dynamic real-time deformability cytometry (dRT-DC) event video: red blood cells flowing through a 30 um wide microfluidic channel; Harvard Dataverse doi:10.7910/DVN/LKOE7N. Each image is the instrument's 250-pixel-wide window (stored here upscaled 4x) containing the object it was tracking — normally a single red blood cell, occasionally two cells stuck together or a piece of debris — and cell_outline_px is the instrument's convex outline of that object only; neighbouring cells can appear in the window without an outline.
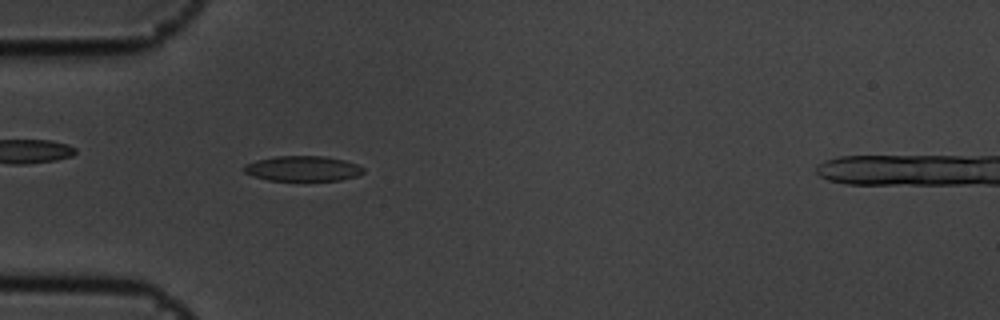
{"species": "common noctule bat (a hibernating species)", "species_latin": "Nyctalus noctula", "temperature_condition": "cold", "stored_images_in_passage": 5, "camera_frame_rate_fps": 3000, "um_per_image_px": 0.085, "animal": {"sex": "male", "body_mass_g": 19.5, "forearm_length_mm": 54.6}, "frame": {"image": 1, "passage_image": 4, "time_ms": 1.0, "image_size_px": [1000, 320], "cell_outline_px": [[364, 172], [356, 176], [340, 180], [268, 180], [252, 176], [244, 172], [244, 164], [256, 160], [276, 156], [324, 156], [344, 160], [360, 164], [364, 168]], "centroid_in_image_um": [25.74, 14.32], "position_along_channel_um": 59.3, "area_um2": 17.57}}